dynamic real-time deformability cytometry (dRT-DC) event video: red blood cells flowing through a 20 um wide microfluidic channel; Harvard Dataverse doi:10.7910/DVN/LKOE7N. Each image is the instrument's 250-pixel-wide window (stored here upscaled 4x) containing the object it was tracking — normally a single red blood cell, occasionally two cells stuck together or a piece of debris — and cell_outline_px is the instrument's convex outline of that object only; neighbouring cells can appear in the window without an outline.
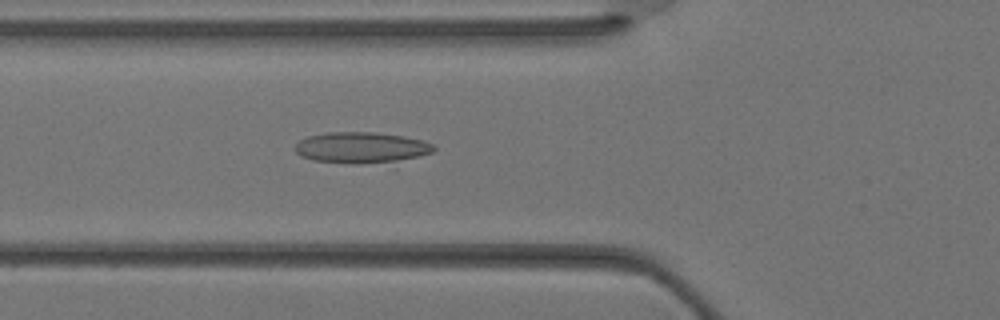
{"species": "Egyptian fruit bat (a non-hibernating species)", "species_latin": "Rousettus aegyptiacus", "temperature_condition": "warm", "stored_images_in_passage": 24, "camera_frame_rate_fps": 3000, "um_per_image_px": 0.085, "animal": {"sex": "female"}, "frame": {"image": 1, "passage_image": 6, "time_ms": 1.667, "image_size_px": [1000, 320], "cell_outline_px": [[436, 148], [432, 152], [416, 156], [396, 160], [312, 160], [300, 156], [292, 148], [300, 140], [308, 136], [328, 132], [376, 132], [404, 136], [420, 140], [432, 144]], "centroid_in_image_um": [30.65, 12.47], "position_along_channel_um": 95.1, "area_um2": 23.52}}
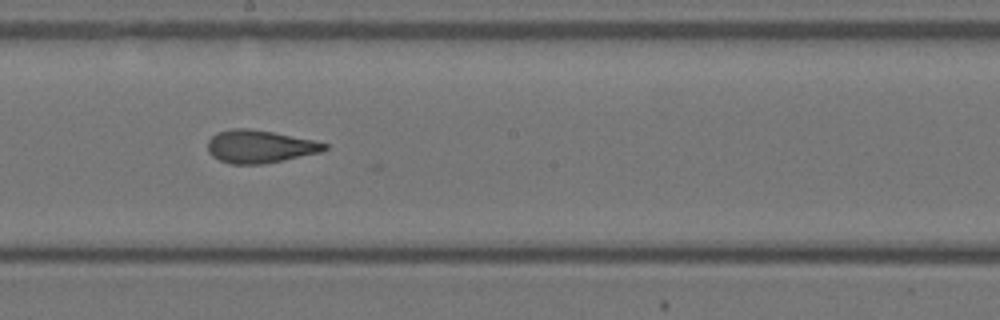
{"frame": {"image": 2, "passage_image": 13, "time_ms": 4.0, "image_size_px": [1000, 320], "cell_outline_px": [[328, 148], [320, 152], [264, 164], [232, 164], [220, 160], [212, 156], [208, 152], [208, 140], [216, 132], [232, 128], [248, 128], [272, 132], [316, 140], [328, 144]], "centroid_in_image_um": [22.07, 12.45], "position_along_channel_um": 226.1, "area_um2": 22.37}}
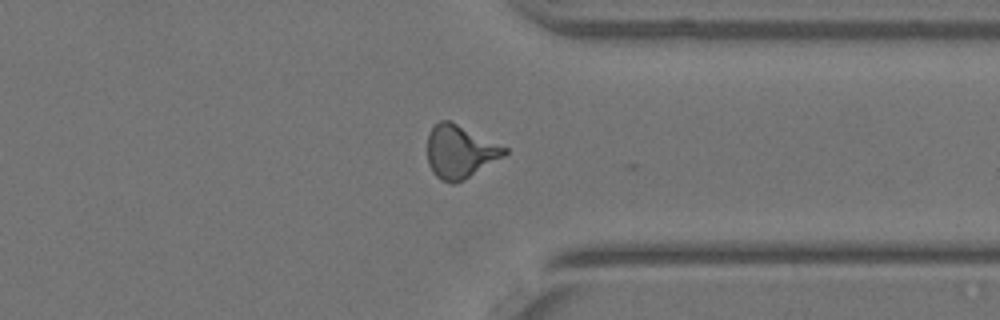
{"frame": {"image": 3, "passage_image": 21, "time_ms": 6.667, "image_size_px": [1000, 320], "cell_outline_px": [[508, 152], [504, 156], [464, 180], [452, 184], [440, 180], [432, 172], [428, 164], [428, 132], [440, 120], [448, 120], [508, 148]], "centroid_in_image_um": [39.08, 12.92], "position_along_channel_um": 372.3, "area_um2": 23.64}}